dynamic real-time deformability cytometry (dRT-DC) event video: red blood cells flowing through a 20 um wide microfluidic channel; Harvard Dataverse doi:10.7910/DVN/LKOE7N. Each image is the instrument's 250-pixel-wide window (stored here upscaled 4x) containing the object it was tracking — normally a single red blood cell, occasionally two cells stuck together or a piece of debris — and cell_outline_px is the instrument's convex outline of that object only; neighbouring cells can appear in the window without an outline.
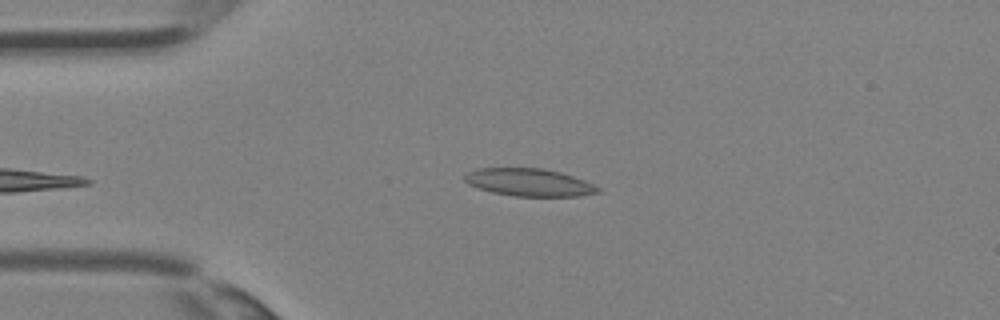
{"species": "Egyptian fruit bat (a non-hibernating species)", "species_latin": "Rousettus aegyptiacus", "temperature_condition": "room temperature", "stored_images_in_passage": 25, "camera_frame_rate_fps": 3000, "um_per_image_px": 0.085, "animal": {"sex": "female"}, "frame": {"image": 1, "passage_image": 1, "time_ms": 0.0, "image_size_px": [1000, 320], "cell_outline_px": [[600, 192], [580, 196], [516, 196], [492, 192], [468, 184], [464, 180], [464, 176], [468, 172], [480, 168], [544, 168], [560, 172], [584, 180], [600, 188]], "centroid_in_image_um": [44.99, 15.5], "position_along_channel_um": 40.0, "area_um2": 21.27}}
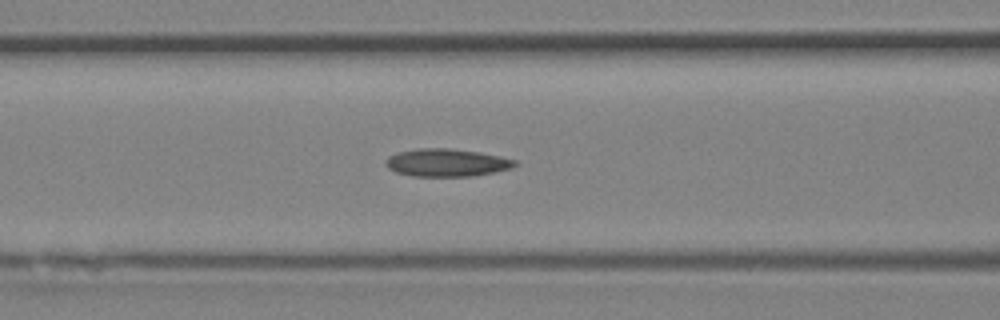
{"frame": {"image": 2, "passage_image": 7, "time_ms": 2.0, "image_size_px": [1000, 320], "cell_outline_px": [[520, 164], [512, 168], [472, 176], [412, 176], [396, 172], [388, 168], [384, 164], [384, 160], [388, 156], [396, 152], [416, 148], [452, 148], [480, 152], [500, 156], [516, 160]], "centroid_in_image_um": [37.94, 13.81], "position_along_channel_um": 128.7, "area_um2": 21.15}}
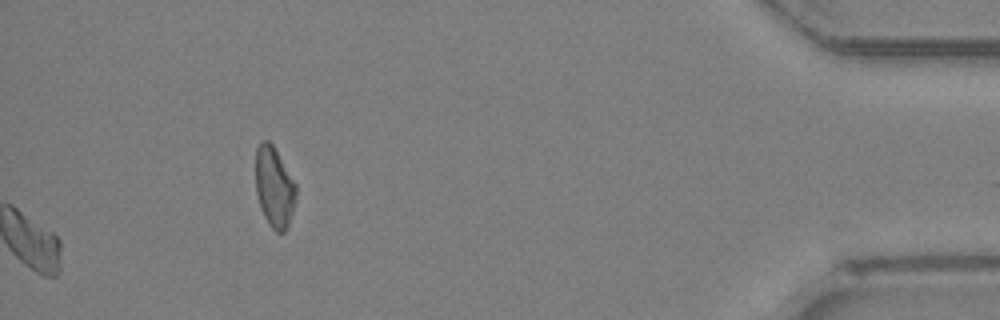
{"frame": {"image": 3, "passage_image": 25, "time_ms": 8.0, "image_size_px": [1000, 320], "cell_outline_px": [[296, 196], [288, 228], [284, 232], [276, 232], [272, 228], [264, 216], [256, 192], [256, 148], [260, 140], [268, 140], [272, 144], [296, 184]], "centroid_in_image_um": [23.31, 15.9], "position_along_channel_um": 411.9, "area_um2": 18.79}}